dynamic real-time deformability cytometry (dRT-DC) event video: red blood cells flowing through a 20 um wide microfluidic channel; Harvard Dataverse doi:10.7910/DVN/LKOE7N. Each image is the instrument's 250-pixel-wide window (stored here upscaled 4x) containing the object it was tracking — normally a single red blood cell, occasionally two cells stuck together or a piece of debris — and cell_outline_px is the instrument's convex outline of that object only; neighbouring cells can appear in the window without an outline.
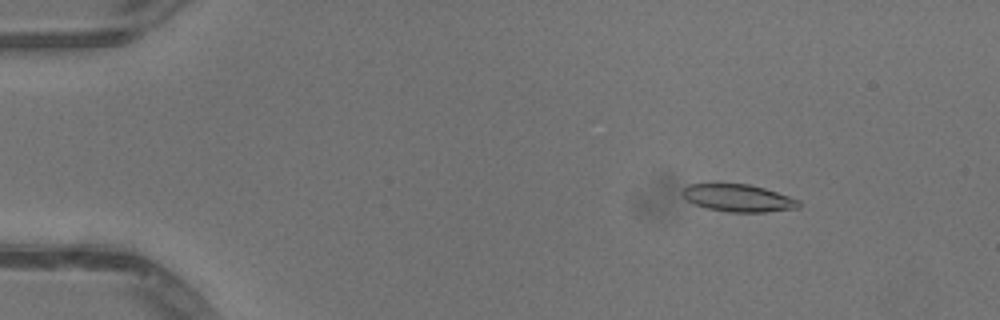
{"species": "common noctule bat (a hibernating species)", "species_latin": "Nyctalus noctula", "temperature_condition": "warm", "stored_images_in_passage": 52, "camera_frame_rate_fps": 3000, "um_per_image_px": 0.085, "animal": {"sex": "male", "body_mass_g": 13.3}, "frame": {"image": 1, "passage_image": 8, "time_ms": 2.333, "image_size_px": [1000, 320], "cell_outline_px": [[800, 208], [764, 212], [728, 212], [704, 208], [688, 200], [680, 192], [688, 184], [748, 184], [764, 188], [800, 200]], "centroid_in_image_um": [62.76, 16.84], "position_along_channel_um": 22.2, "area_um2": 18.5}}
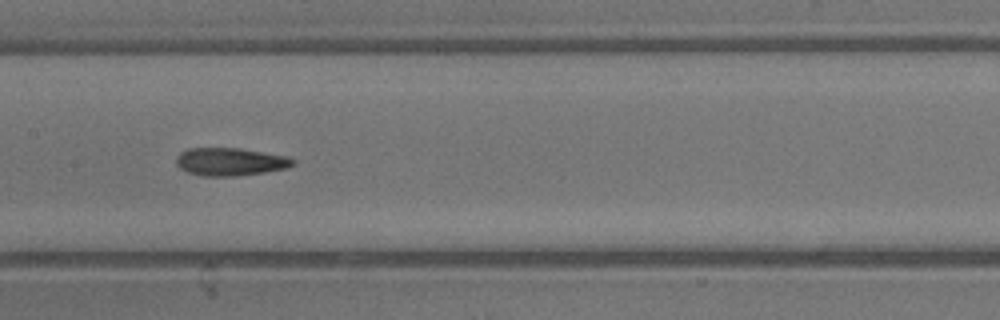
{"frame": {"image": 2, "passage_image": 27, "time_ms": 8.667, "image_size_px": [1000, 320], "cell_outline_px": [[296, 164], [288, 168], [264, 172], [236, 176], [204, 176], [188, 172], [180, 168], [176, 164], [176, 156], [180, 152], [188, 148], [240, 148], [288, 156], [296, 160]], "centroid_in_image_um": [19.6, 13.74], "position_along_channel_um": 187.8, "area_um2": 19.13}}
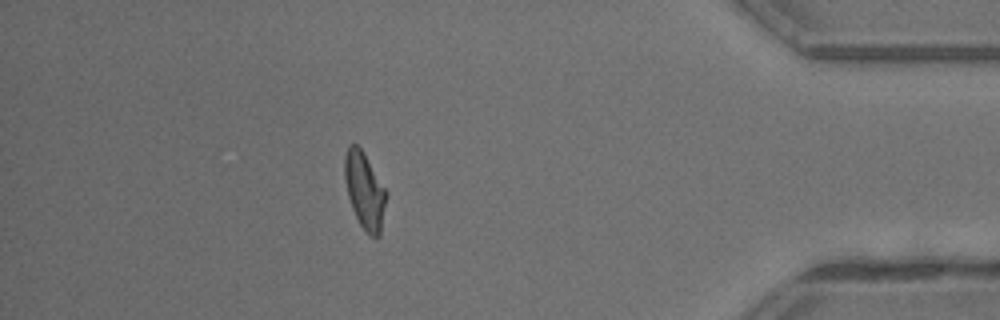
{"frame": {"image": 3, "passage_image": 46, "time_ms": 15.0, "image_size_px": [1000, 320], "cell_outline_px": [[388, 192], [380, 236], [368, 236], [360, 224], [352, 208], [348, 196], [344, 176], [344, 156], [348, 144], [356, 144], [364, 152]], "centroid_in_image_um": [31.0, 16.18], "position_along_channel_um": 404.2, "area_um2": 18.79}, "authors_computed_cell_mechanics": {"area_um2": 18.8428, "velocity_mm_per_s": 4.1045, "shape_relaxation_time_tau1_ms": null, "shape_relaxation_time_tau2_ms": 3.1947, "deformation_change_tau1": null, "deformation_change_tau2": 0.1249}}